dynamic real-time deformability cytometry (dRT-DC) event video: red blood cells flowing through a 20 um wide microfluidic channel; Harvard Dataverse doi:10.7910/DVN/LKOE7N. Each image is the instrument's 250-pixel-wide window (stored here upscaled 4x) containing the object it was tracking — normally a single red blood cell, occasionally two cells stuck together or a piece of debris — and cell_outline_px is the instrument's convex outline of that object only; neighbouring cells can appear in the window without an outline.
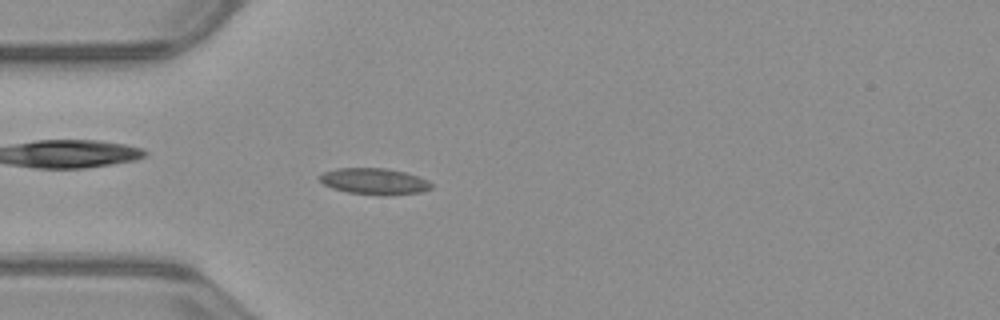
{"species": "common noctule bat (a hibernating species)", "species_latin": "Nyctalus noctula", "temperature_condition": "warm", "stored_images_in_passage": 52, "camera_frame_rate_fps": 3000, "um_per_image_px": 0.085, "animal": {"sex": "male", "body_mass_g": 23.1, "forearm_length_mm": 52.7}, "frame": {"image": 1, "passage_image": 15, "time_ms": 4.667, "image_size_px": [1000, 320], "cell_outline_px": [[432, 188], [420, 192], [384, 196], [348, 192], [332, 188], [324, 184], [320, 180], [320, 176], [324, 172], [336, 168], [384, 168], [404, 172], [428, 180], [432, 184]], "centroid_in_image_um": [31.82, 15.42], "position_along_channel_um": 53.2, "area_um2": 16.99}}
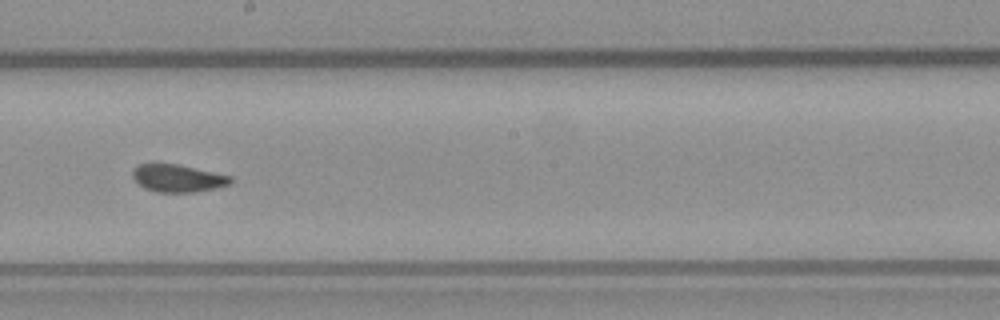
{"frame": {"image": 2, "passage_image": 29, "time_ms": 9.333, "image_size_px": [1000, 320], "cell_outline_px": [[232, 184], [216, 188], [192, 192], [156, 192], [144, 188], [132, 176], [132, 172], [140, 164], [176, 164], [232, 176]], "centroid_in_image_um": [15.15, 15.16], "position_along_channel_um": 233.1, "area_um2": 15.49}}
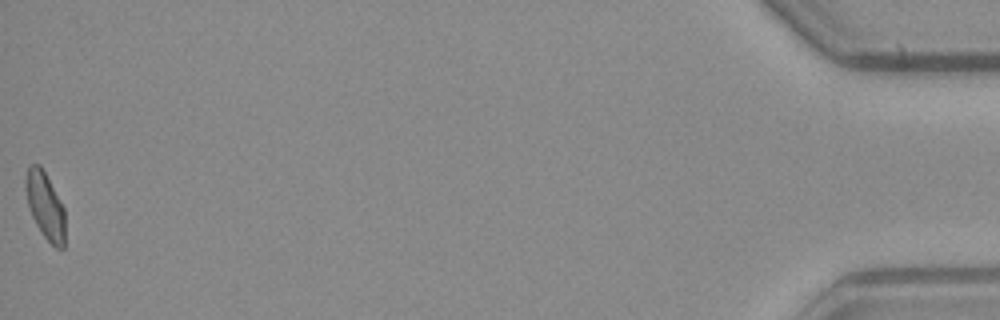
{"frame": {"image": 3, "passage_image": 52, "time_ms": 17.0, "image_size_px": [1000, 320], "cell_outline_px": [[64, 248], [56, 248], [44, 236], [36, 224], [32, 216], [28, 204], [24, 188], [24, 180], [28, 164], [40, 164], [64, 208]], "centroid_in_image_um": [3.81, 17.44], "position_along_channel_um": 431.4, "area_um2": 15.26}, "authors_computed_cell_mechanics": {"area_um2": 16.0106, "velocity_mm_per_s": 3.9783, "shape_relaxation_time_tau1_ms": 8.489, "shape_relaxation_time_tau2_ms": 0.9181, "deformation_change_tau1": 0.1629, "deformation_change_tau2": 0.0503}}